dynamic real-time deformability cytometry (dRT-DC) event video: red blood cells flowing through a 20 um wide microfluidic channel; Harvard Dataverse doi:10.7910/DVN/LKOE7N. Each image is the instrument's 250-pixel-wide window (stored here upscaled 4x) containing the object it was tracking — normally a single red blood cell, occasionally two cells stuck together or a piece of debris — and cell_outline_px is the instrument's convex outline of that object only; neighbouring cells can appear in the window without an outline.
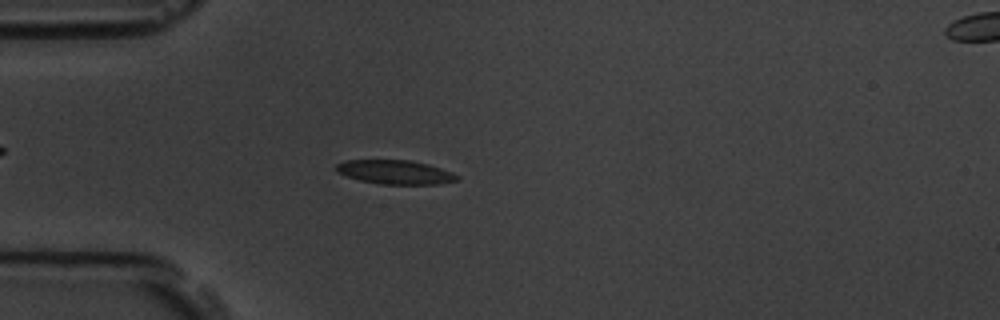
{"species": "common noctule bat (a hibernating species)", "species_latin": "Nyctalus noctula", "temperature_condition": "room temperature", "stored_images_in_passage": 32, "camera_frame_rate_fps": 3000, "um_per_image_px": 0.085, "animal": {"sex": "male", "body_mass_g": 19.5, "forearm_length_mm": 54.6}, "frame": {"image": 1, "passage_image": 15, "time_ms": 4.667, "image_size_px": [1000, 320], "cell_outline_px": [[460, 180], [440, 184], [380, 184], [360, 180], [336, 172], [336, 164], [344, 160], [408, 160], [428, 164], [452, 172], [460, 176]], "centroid_in_image_um": [33.62, 14.63], "position_along_channel_um": 51.4, "area_um2": 16.94}}
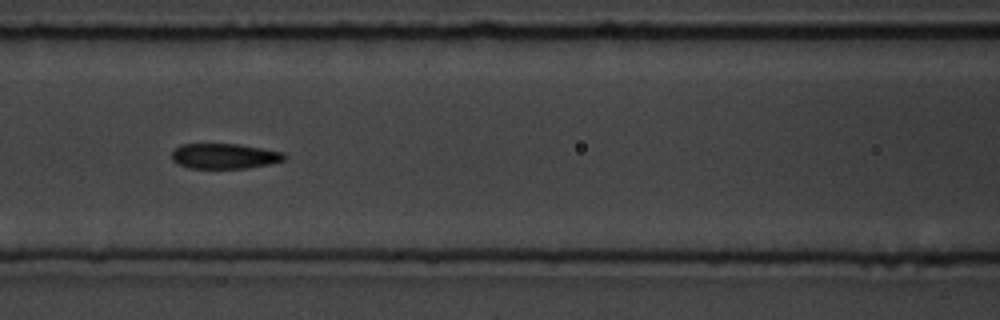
{"frame": {"image": 2, "passage_image": 24, "time_ms": 7.667, "image_size_px": [1000, 320], "cell_outline_px": [[288, 156], [284, 160], [268, 164], [248, 168], [188, 168], [172, 160], [172, 152], [180, 144], [240, 144], [284, 152]], "centroid_in_image_um": [19.1, 13.26], "position_along_channel_um": 147.5, "area_um2": 16.59}}
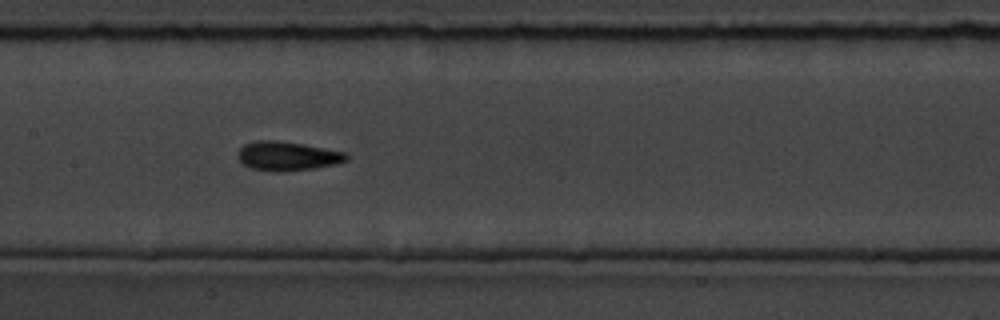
{"frame": {"image": 3, "passage_image": 27, "time_ms": 8.667, "image_size_px": [1000, 320], "cell_outline_px": [[348, 160], [336, 164], [316, 168], [280, 172], [276, 172], [252, 168], [244, 164], [236, 156], [240, 148], [244, 144], [256, 140], [276, 140], [304, 144], [344, 152], [348, 156]], "centroid_in_image_um": [24.42, 13.26], "position_along_channel_um": 183.0, "area_um2": 18.44}}